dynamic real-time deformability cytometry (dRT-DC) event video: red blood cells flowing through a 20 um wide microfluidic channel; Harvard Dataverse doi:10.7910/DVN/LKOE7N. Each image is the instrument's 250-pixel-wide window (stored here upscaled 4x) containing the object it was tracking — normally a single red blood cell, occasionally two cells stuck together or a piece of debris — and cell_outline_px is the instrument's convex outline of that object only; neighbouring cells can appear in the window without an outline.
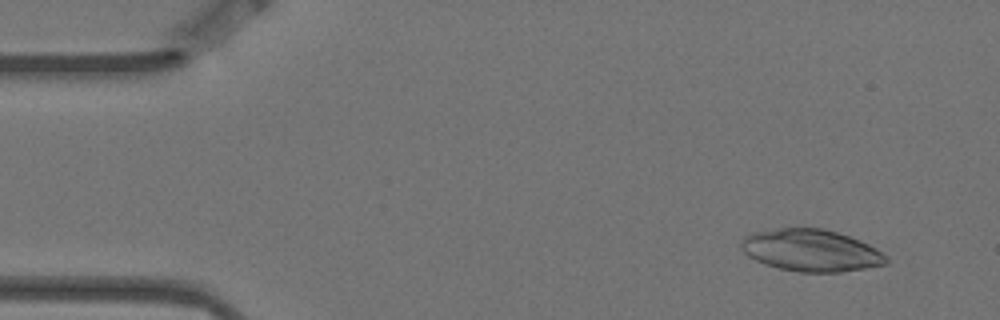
{"species": "Egyptian fruit bat (a non-hibernating species)", "species_latin": "Rousettus aegyptiacus", "temperature_condition": "warm", "stored_images_in_passage": 4, "camera_frame_rate_fps": 3000, "um_per_image_px": 0.085, "animal": {"sex": "female"}, "frame": {"image": 1, "passage_image": 1, "time_ms": 0.0, "image_size_px": [1000, 320], "cell_outline_px": [[888, 264], [840, 272], [800, 272], [780, 268], [764, 264], [748, 256], [740, 248], [740, 244], [744, 236], [756, 232], [780, 228], [824, 228], [860, 240], [876, 248], [888, 260]], "centroid_in_image_um": [68.92, 21.28], "position_along_channel_um": 16.1, "area_um2": 35.26}}